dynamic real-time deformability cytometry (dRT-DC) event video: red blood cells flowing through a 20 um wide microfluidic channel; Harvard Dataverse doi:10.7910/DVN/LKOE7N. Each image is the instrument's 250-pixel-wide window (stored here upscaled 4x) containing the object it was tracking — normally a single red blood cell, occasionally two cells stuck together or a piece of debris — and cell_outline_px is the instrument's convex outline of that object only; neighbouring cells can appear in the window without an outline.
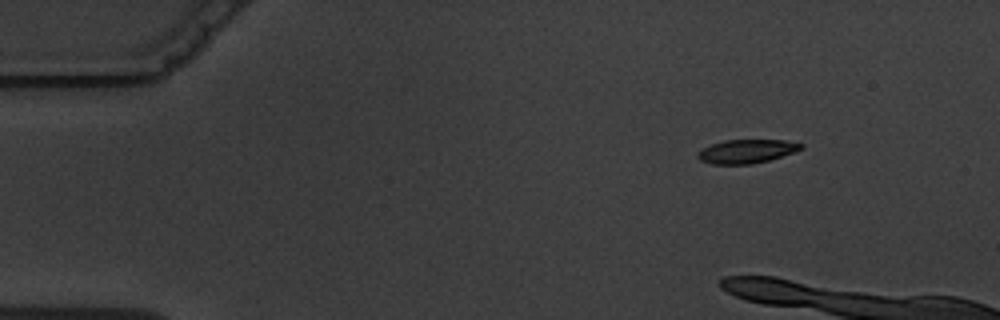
{"species": "common noctule bat (a hibernating species)", "species_latin": "Nyctalus noctula", "temperature_condition": "warm", "stored_images_in_passage": 5, "camera_frame_rate_fps": 3000, "um_per_image_px": 0.085, "animal": {"sex": "male", "body_mass_g": 19.5, "forearm_length_mm": 54.6}, "frame": {"image": 1, "passage_image": 1, "time_ms": 0.0, "image_size_px": [1000, 320], "cell_outline_px": [[804, 148], [768, 160], [752, 164], [712, 164], [700, 160], [696, 156], [704, 148], [712, 144], [724, 140], [784, 140], [804, 144]], "centroid_in_image_um": [63.47, 12.86], "position_along_channel_um": 21.5, "area_um2": 14.05}}